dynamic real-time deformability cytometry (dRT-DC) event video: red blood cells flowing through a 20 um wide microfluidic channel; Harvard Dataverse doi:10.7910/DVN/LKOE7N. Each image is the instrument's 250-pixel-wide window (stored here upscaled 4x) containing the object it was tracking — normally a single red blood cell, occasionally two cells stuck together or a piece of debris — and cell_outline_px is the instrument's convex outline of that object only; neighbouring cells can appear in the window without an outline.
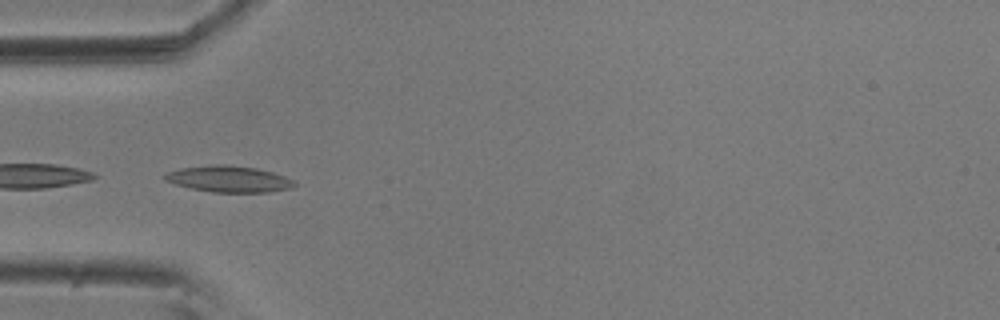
{"species": "common noctule bat (a hibernating species)", "species_latin": "Nyctalus noctula", "temperature_condition": "room temperature", "stored_images_in_passage": 51, "camera_frame_rate_fps": 3000, "um_per_image_px": 0.085, "animal": {"sex": "male", "body_mass_g": 20.5, "forearm_length_mm": 52.5}, "frame": {"image": 1, "passage_image": 13, "time_ms": 4.0, "image_size_px": [1000, 320], "cell_outline_px": [[296, 184], [292, 188], [268, 192], [212, 192], [192, 188], [176, 184], [164, 180], [164, 176], [168, 172], [180, 168], [216, 164], [224, 164], [256, 168], [272, 172], [284, 176], [292, 180]], "centroid_in_image_um": [19.46, 15.21], "position_along_channel_um": 65.5, "area_um2": 19.65}}
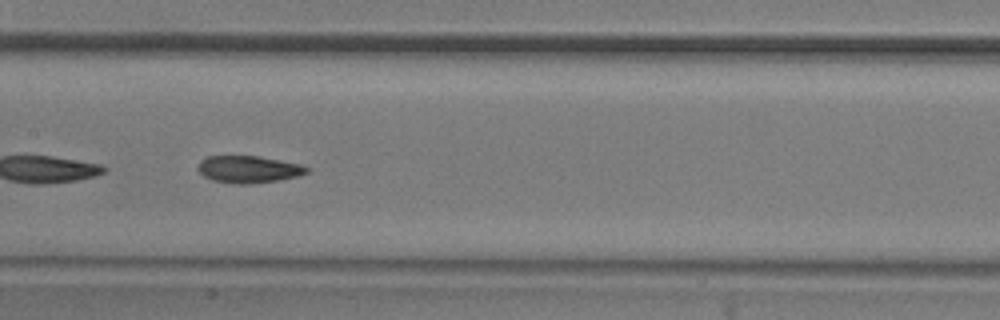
{"frame": {"image": 2, "passage_image": 23, "time_ms": 7.333, "image_size_px": [1000, 320], "cell_outline_px": [[308, 172], [296, 176], [276, 180], [248, 184], [240, 184], [212, 180], [204, 176], [196, 168], [200, 160], [208, 156], [256, 156], [280, 160], [300, 164], [308, 168]], "centroid_in_image_um": [21.08, 14.38], "position_along_channel_um": 186.3, "area_um2": 16.94}}
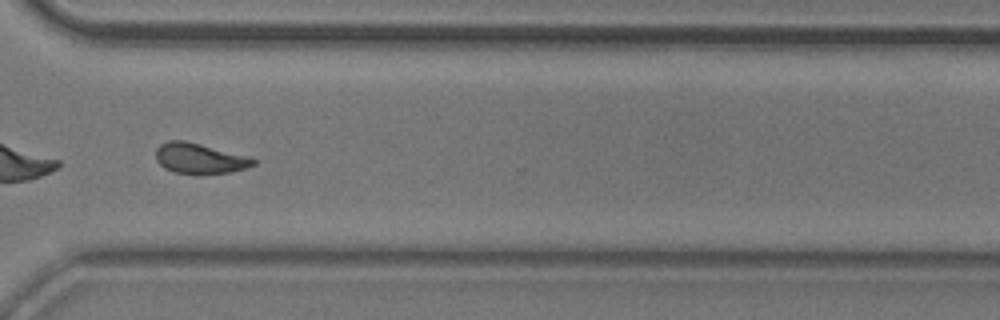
{"frame": {"image": 3, "passage_image": 37, "time_ms": 12.0, "image_size_px": [1000, 320], "cell_outline_px": [[256, 164], [244, 168], [228, 172], [196, 176], [176, 172], [164, 168], [156, 160], [156, 148], [160, 144], [168, 140], [184, 140], [248, 156], [256, 160]], "centroid_in_image_um": [16.93, 13.48], "position_along_channel_um": 353.7, "area_um2": 17.46}, "authors_computed_cell_mechanics": {"area_um2": 17.3978, "velocity_mm_per_s": 3.5995, "shape_relaxation_time_tau1_ms": 6.5749, "shape_relaxation_time_tau2_ms": 1.8881, "deformation_change_tau1": 0.1737, "deformation_change_tau2": 0.0804}}